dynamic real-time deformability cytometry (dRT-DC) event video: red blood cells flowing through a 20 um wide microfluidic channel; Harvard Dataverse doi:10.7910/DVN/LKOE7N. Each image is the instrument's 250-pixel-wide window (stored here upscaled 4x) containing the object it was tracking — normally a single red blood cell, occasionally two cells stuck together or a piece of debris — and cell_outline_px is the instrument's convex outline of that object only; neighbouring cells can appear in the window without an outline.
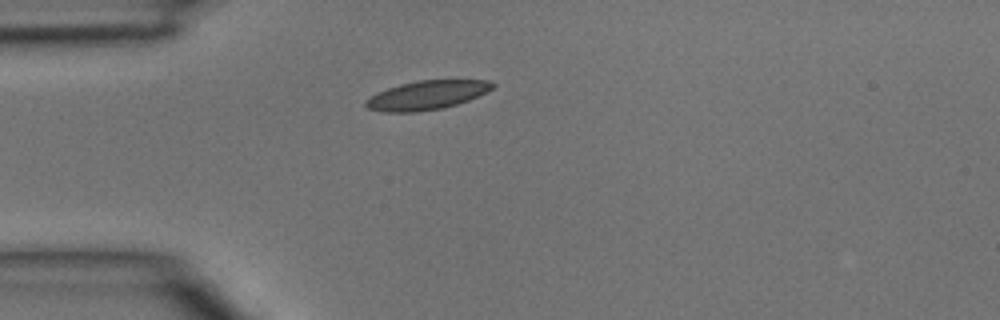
{"species": "common noctule bat (a hibernating species)", "species_latin": "Nyctalus noctula", "temperature_condition": "room temperature", "stored_images_in_passage": 1, "camera_frame_rate_fps": 3000, "um_per_image_px": 0.085, "animal": {"sex": "male", "body_mass_g": 15.6}, "frame": {"image": 1, "passage_image": 1, "time_ms": 0.0, "image_size_px": [1000, 320], "cell_outline_px": [[496, 84], [492, 88], [468, 100], [444, 108], [412, 112], [384, 112], [368, 108], [364, 104], [364, 100], [388, 88], [400, 84], [420, 80], [488, 80]], "centroid_in_image_um": [36.26, 8.09], "position_along_channel_um": 48.7, "area_um2": 21.04}}